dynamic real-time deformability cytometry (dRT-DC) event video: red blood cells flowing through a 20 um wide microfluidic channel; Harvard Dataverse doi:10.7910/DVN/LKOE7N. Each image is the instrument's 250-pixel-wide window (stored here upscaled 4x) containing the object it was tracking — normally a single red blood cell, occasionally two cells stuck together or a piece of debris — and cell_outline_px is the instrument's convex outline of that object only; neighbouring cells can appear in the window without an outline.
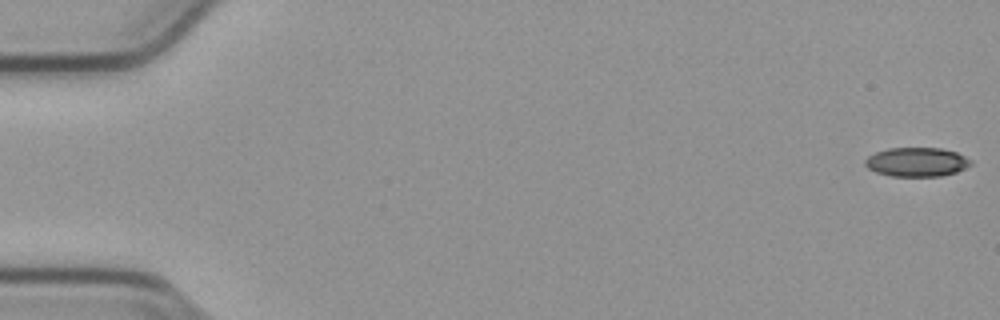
{"species": "common noctule bat (a hibernating species)", "species_latin": "Nyctalus noctula", "temperature_condition": "cold", "stored_images_in_passage": 55, "camera_frame_rate_fps": 3000, "um_per_image_px": 0.085, "animal": {"sex": "male", "body_mass_g": 23.1, "forearm_length_mm": 52.7}, "frame": {"image": 1, "passage_image": 1, "time_ms": 0.0, "image_size_px": [1000, 320], "cell_outline_px": [[972, 164], [956, 172], [940, 176], [892, 176], [876, 172], [868, 168], [864, 164], [864, 160], [868, 156], [876, 152], [888, 148], [940, 148], [956, 152], [972, 160]], "centroid_in_image_um": [77.91, 13.77], "position_along_channel_um": 7.1, "area_um2": 17.86}}
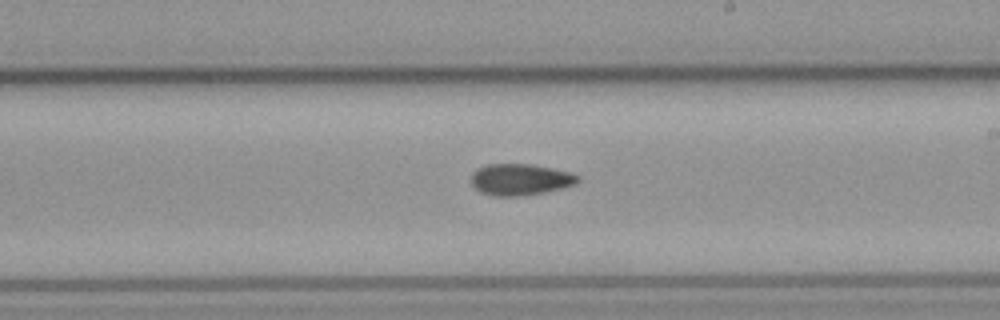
{"frame": {"image": 2, "passage_image": 32, "time_ms": 10.333, "image_size_px": [1000, 320], "cell_outline_px": [[580, 180], [576, 184], [544, 192], [516, 196], [492, 196], [480, 192], [472, 184], [472, 172], [476, 168], [488, 164], [528, 164], [568, 172], [580, 176]], "centroid_in_image_um": [44.18, 15.26], "position_along_channel_um": 244.8, "area_um2": 19.31}}
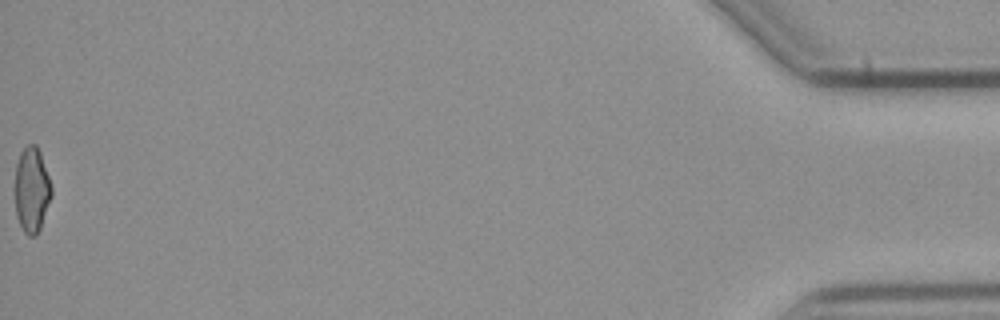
{"frame": {"image": 3, "passage_image": 55, "time_ms": 18.0, "image_size_px": [1000, 320], "cell_outline_px": [[52, 196], [40, 228], [36, 236], [28, 236], [24, 232], [16, 216], [12, 192], [16, 164], [20, 152], [28, 144], [36, 144], [40, 152], [52, 188]], "centroid_in_image_um": [2.65, 16.15], "position_along_channel_um": 432.6, "area_um2": 18.73}, "authors_computed_cell_mechanics": {"area_um2": 19.074, "velocity_mm_per_s": 3.8158, "shape_relaxation_time_tau1_ms": null, "shape_relaxation_time_tau2_ms": 5.8585, "deformation_change_tau1": null, "deformation_change_tau2": 0.1188}}